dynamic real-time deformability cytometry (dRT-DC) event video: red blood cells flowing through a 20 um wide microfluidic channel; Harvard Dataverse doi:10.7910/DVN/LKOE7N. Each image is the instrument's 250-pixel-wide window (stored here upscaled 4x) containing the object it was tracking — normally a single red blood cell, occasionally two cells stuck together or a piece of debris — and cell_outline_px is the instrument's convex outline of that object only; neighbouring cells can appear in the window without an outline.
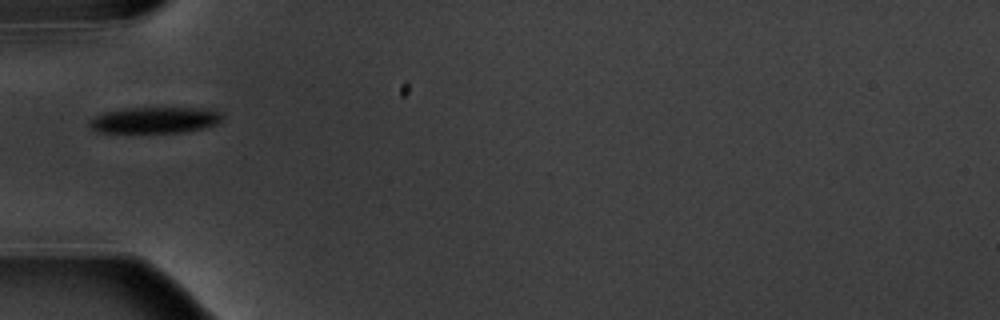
{"species": "common noctule bat (a hibernating species)", "species_latin": "Nyctalus noctula", "temperature_condition": "warm", "stored_images_in_passage": 9, "camera_frame_rate_fps": 3000, "um_per_image_px": 0.085, "animal": {"sex": "male", "body_mass_g": 20.1, "forearm_length_mm": 53.5}, "frame": {"image": 1, "passage_image": 4, "time_ms": 3.667, "image_size_px": [1000, 320], "cell_outline_px": [[224, 116], [216, 124], [204, 128], [180, 132], [96, 132], [88, 124], [88, 120], [96, 116], [108, 112], [124, 108], [204, 108], [220, 112]], "centroid_in_image_um": [13.17, 10.2], "position_along_channel_um": 71.8, "area_um2": 20.06}}
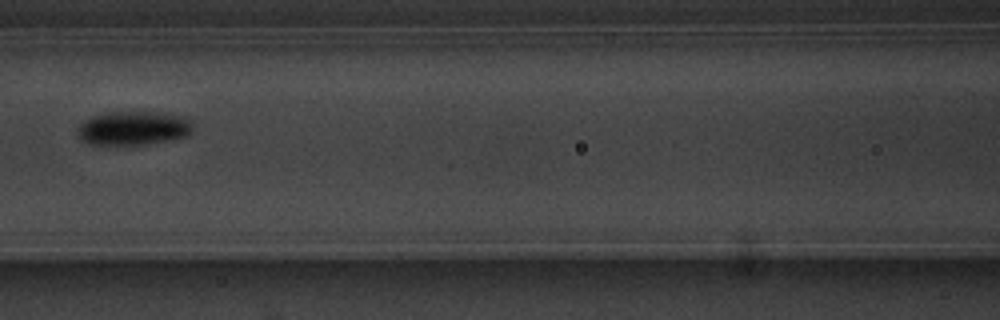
{"frame": {"image": 2, "passage_image": 6, "time_ms": 6.0, "image_size_px": [1000, 320], "cell_outline_px": [[192, 132], [184, 136], [164, 140], [140, 144], [88, 144], [80, 136], [80, 124], [84, 120], [92, 116], [108, 112], [164, 112], [180, 116], [192, 120]], "centroid_in_image_um": [11.36, 10.86], "position_along_channel_um": 155.2, "area_um2": 22.25}}
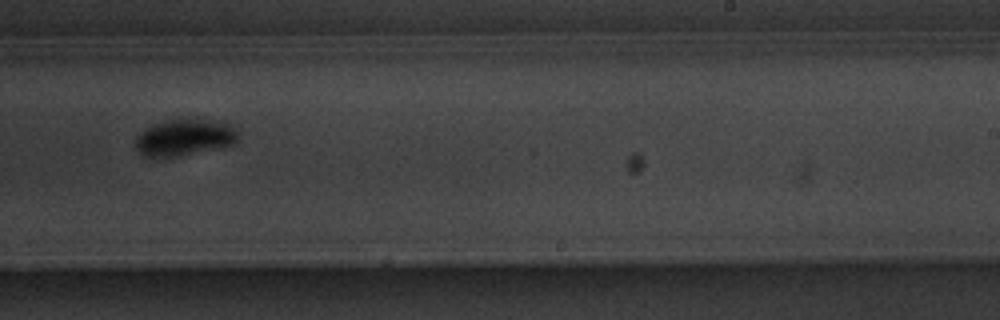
{"frame": {"image": 3, "passage_image": 9, "time_ms": 9.333, "image_size_px": [1000, 320], "cell_outline_px": [[240, 136], [232, 144], [220, 148], [180, 156], [144, 156], [136, 148], [136, 136], [144, 128], [152, 124], [180, 116], [196, 116], [224, 120], [232, 124]], "centroid_in_image_um": [15.75, 11.59], "position_along_channel_um": 273.3, "area_um2": 23.0}}